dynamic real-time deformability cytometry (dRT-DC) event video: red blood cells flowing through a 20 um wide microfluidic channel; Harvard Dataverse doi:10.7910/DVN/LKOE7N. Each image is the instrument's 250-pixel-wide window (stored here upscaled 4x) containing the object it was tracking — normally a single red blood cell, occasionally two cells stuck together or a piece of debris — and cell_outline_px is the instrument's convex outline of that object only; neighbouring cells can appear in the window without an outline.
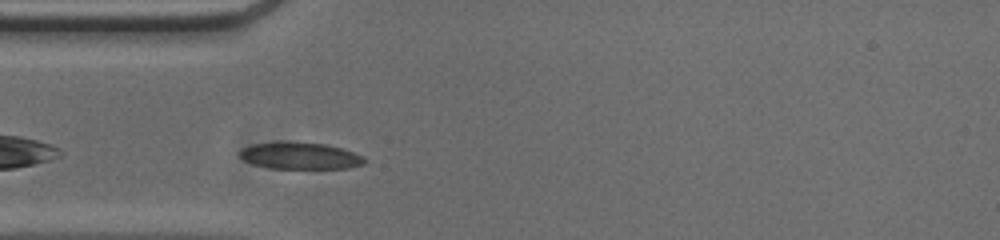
{"species": "common noctule bat (a hibernating species)", "species_latin": "Nyctalus noctula", "temperature_condition": "cold", "stored_images_in_passage": 34, "camera_frame_rate_fps": 3000, "um_per_image_px": 0.085, "animal": {"sex": "male", "body_mass_g": 20.0, "forearm_length_mm": 53.3}, "frame": {"image": 1, "passage_image": 3, "time_ms": 0.667, "image_size_px": [1000, 240], "cell_outline_px": [[368, 160], [364, 164], [348, 168], [268, 168], [244, 160], [240, 156], [240, 152], [244, 148], [252, 144], [288, 140], [324, 144], [340, 148], [352, 152]], "centroid_in_image_um": [25.5, 13.22], "position_along_channel_um": 59.5, "area_um2": 19.42}}
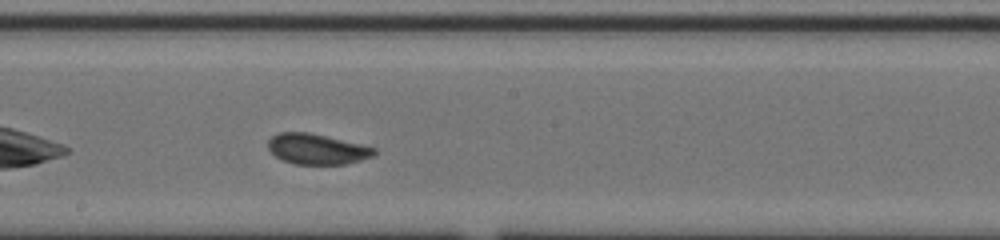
{"frame": {"image": 2, "passage_image": 16, "time_ms": 5.0, "image_size_px": [1000, 240], "cell_outline_px": [[376, 152], [372, 156], [348, 164], [292, 164], [280, 160], [268, 148], [268, 140], [272, 136], [280, 132], [308, 132], [360, 144], [376, 148]], "centroid_in_image_um": [26.91, 12.68], "position_along_channel_um": 221.3, "area_um2": 18.79}}
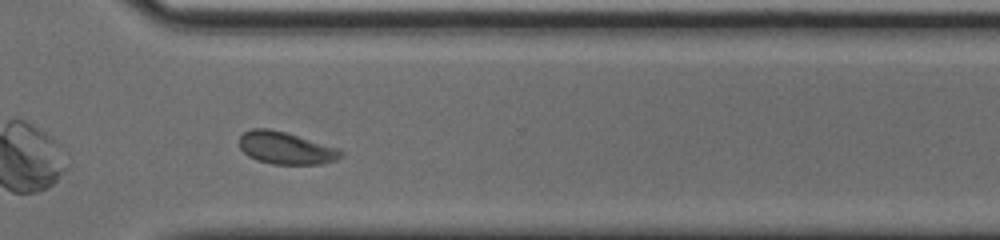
{"frame": {"image": 3, "passage_image": 26, "time_ms": 8.333, "image_size_px": [1000, 240], "cell_outline_px": [[344, 156], [336, 160], [320, 164], [272, 164], [256, 160], [248, 156], [240, 148], [240, 136], [244, 132], [252, 128], [268, 128], [284, 132], [340, 148], [344, 152]], "centroid_in_image_um": [24.32, 12.59], "position_along_channel_um": 346.3, "area_um2": 19.19}, "authors_computed_cell_mechanics": {"area_um2": 18.9295, "velocity_mm_per_s": 3.7515, "shape_relaxation_time_tau1_ms": 9.075, "shape_relaxation_time_tau2_ms": null, "deformation_change_tau1": 0.159, "deformation_change_tau2": null}}